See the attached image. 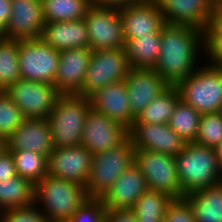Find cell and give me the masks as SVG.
I'll return each mask as SVG.
<instances>
[{"mask_svg": "<svg viewBox=\"0 0 222 222\" xmlns=\"http://www.w3.org/2000/svg\"><path fill=\"white\" fill-rule=\"evenodd\" d=\"M200 51L205 54L204 31L190 25L166 24L161 30L160 54L154 70L169 85H176L199 67Z\"/></svg>", "mask_w": 222, "mask_h": 222, "instance_id": "cell-1", "label": "cell"}, {"mask_svg": "<svg viewBox=\"0 0 222 222\" xmlns=\"http://www.w3.org/2000/svg\"><path fill=\"white\" fill-rule=\"evenodd\" d=\"M88 198L84 185L49 175L34 185V204L50 222H68Z\"/></svg>", "mask_w": 222, "mask_h": 222, "instance_id": "cell-2", "label": "cell"}, {"mask_svg": "<svg viewBox=\"0 0 222 222\" xmlns=\"http://www.w3.org/2000/svg\"><path fill=\"white\" fill-rule=\"evenodd\" d=\"M175 161L184 195L222 183V172L214 148L195 142L186 143Z\"/></svg>", "mask_w": 222, "mask_h": 222, "instance_id": "cell-3", "label": "cell"}, {"mask_svg": "<svg viewBox=\"0 0 222 222\" xmlns=\"http://www.w3.org/2000/svg\"><path fill=\"white\" fill-rule=\"evenodd\" d=\"M91 109L89 97L61 95L48 117L53 148L81 146L86 116Z\"/></svg>", "mask_w": 222, "mask_h": 222, "instance_id": "cell-4", "label": "cell"}, {"mask_svg": "<svg viewBox=\"0 0 222 222\" xmlns=\"http://www.w3.org/2000/svg\"><path fill=\"white\" fill-rule=\"evenodd\" d=\"M180 99L200 114L219 112L222 104V67L207 62L176 84Z\"/></svg>", "mask_w": 222, "mask_h": 222, "instance_id": "cell-5", "label": "cell"}, {"mask_svg": "<svg viewBox=\"0 0 222 222\" xmlns=\"http://www.w3.org/2000/svg\"><path fill=\"white\" fill-rule=\"evenodd\" d=\"M133 163L135 147L130 138L115 148L93 155L90 176L85 185L88 197L100 199Z\"/></svg>", "mask_w": 222, "mask_h": 222, "instance_id": "cell-6", "label": "cell"}, {"mask_svg": "<svg viewBox=\"0 0 222 222\" xmlns=\"http://www.w3.org/2000/svg\"><path fill=\"white\" fill-rule=\"evenodd\" d=\"M135 164L144 174L148 190L165 193L172 199L185 197L174 156L148 149H135Z\"/></svg>", "mask_w": 222, "mask_h": 222, "instance_id": "cell-7", "label": "cell"}, {"mask_svg": "<svg viewBox=\"0 0 222 222\" xmlns=\"http://www.w3.org/2000/svg\"><path fill=\"white\" fill-rule=\"evenodd\" d=\"M129 70L125 48L93 50L83 88L76 95L89 97L105 86L124 81Z\"/></svg>", "mask_w": 222, "mask_h": 222, "instance_id": "cell-8", "label": "cell"}, {"mask_svg": "<svg viewBox=\"0 0 222 222\" xmlns=\"http://www.w3.org/2000/svg\"><path fill=\"white\" fill-rule=\"evenodd\" d=\"M18 59L22 80L54 84L60 52L41 38L20 40Z\"/></svg>", "mask_w": 222, "mask_h": 222, "instance_id": "cell-9", "label": "cell"}, {"mask_svg": "<svg viewBox=\"0 0 222 222\" xmlns=\"http://www.w3.org/2000/svg\"><path fill=\"white\" fill-rule=\"evenodd\" d=\"M89 37V48L93 50L125 48L123 24L118 8L91 4L84 19Z\"/></svg>", "mask_w": 222, "mask_h": 222, "instance_id": "cell-10", "label": "cell"}, {"mask_svg": "<svg viewBox=\"0 0 222 222\" xmlns=\"http://www.w3.org/2000/svg\"><path fill=\"white\" fill-rule=\"evenodd\" d=\"M5 92L21 110L25 118H46L62 95L54 84L18 80Z\"/></svg>", "mask_w": 222, "mask_h": 222, "instance_id": "cell-11", "label": "cell"}, {"mask_svg": "<svg viewBox=\"0 0 222 222\" xmlns=\"http://www.w3.org/2000/svg\"><path fill=\"white\" fill-rule=\"evenodd\" d=\"M129 138V129L108 116L89 110L83 128L81 146L93 155L115 148Z\"/></svg>", "mask_w": 222, "mask_h": 222, "instance_id": "cell-12", "label": "cell"}, {"mask_svg": "<svg viewBox=\"0 0 222 222\" xmlns=\"http://www.w3.org/2000/svg\"><path fill=\"white\" fill-rule=\"evenodd\" d=\"M93 154L84 146L54 148L48 156L50 177L86 185L91 172Z\"/></svg>", "mask_w": 222, "mask_h": 222, "instance_id": "cell-13", "label": "cell"}, {"mask_svg": "<svg viewBox=\"0 0 222 222\" xmlns=\"http://www.w3.org/2000/svg\"><path fill=\"white\" fill-rule=\"evenodd\" d=\"M129 138L135 149H148L174 157L186 146L168 123H139L135 120L129 129Z\"/></svg>", "mask_w": 222, "mask_h": 222, "instance_id": "cell-14", "label": "cell"}, {"mask_svg": "<svg viewBox=\"0 0 222 222\" xmlns=\"http://www.w3.org/2000/svg\"><path fill=\"white\" fill-rule=\"evenodd\" d=\"M45 21L41 0H11V15L1 36L5 39L40 38Z\"/></svg>", "mask_w": 222, "mask_h": 222, "instance_id": "cell-15", "label": "cell"}, {"mask_svg": "<svg viewBox=\"0 0 222 222\" xmlns=\"http://www.w3.org/2000/svg\"><path fill=\"white\" fill-rule=\"evenodd\" d=\"M3 142L8 152L28 150L49 156L54 149L50 124L46 118H25L22 125Z\"/></svg>", "mask_w": 222, "mask_h": 222, "instance_id": "cell-16", "label": "cell"}, {"mask_svg": "<svg viewBox=\"0 0 222 222\" xmlns=\"http://www.w3.org/2000/svg\"><path fill=\"white\" fill-rule=\"evenodd\" d=\"M166 24L190 25L206 31L213 18L209 0H154Z\"/></svg>", "mask_w": 222, "mask_h": 222, "instance_id": "cell-17", "label": "cell"}, {"mask_svg": "<svg viewBox=\"0 0 222 222\" xmlns=\"http://www.w3.org/2000/svg\"><path fill=\"white\" fill-rule=\"evenodd\" d=\"M119 11L125 40L158 33L166 25L154 0L124 6Z\"/></svg>", "mask_w": 222, "mask_h": 222, "instance_id": "cell-18", "label": "cell"}, {"mask_svg": "<svg viewBox=\"0 0 222 222\" xmlns=\"http://www.w3.org/2000/svg\"><path fill=\"white\" fill-rule=\"evenodd\" d=\"M91 55L89 47L60 52L54 85L62 95H75L83 88Z\"/></svg>", "mask_w": 222, "mask_h": 222, "instance_id": "cell-19", "label": "cell"}, {"mask_svg": "<svg viewBox=\"0 0 222 222\" xmlns=\"http://www.w3.org/2000/svg\"><path fill=\"white\" fill-rule=\"evenodd\" d=\"M131 114L137 118L169 84L154 69L130 68L125 78Z\"/></svg>", "mask_w": 222, "mask_h": 222, "instance_id": "cell-20", "label": "cell"}, {"mask_svg": "<svg viewBox=\"0 0 222 222\" xmlns=\"http://www.w3.org/2000/svg\"><path fill=\"white\" fill-rule=\"evenodd\" d=\"M91 109L104 114L128 129L136 118L131 114L125 81L105 86L89 96Z\"/></svg>", "mask_w": 222, "mask_h": 222, "instance_id": "cell-21", "label": "cell"}, {"mask_svg": "<svg viewBox=\"0 0 222 222\" xmlns=\"http://www.w3.org/2000/svg\"><path fill=\"white\" fill-rule=\"evenodd\" d=\"M147 189L144 174L133 163L100 199L105 209H132Z\"/></svg>", "mask_w": 222, "mask_h": 222, "instance_id": "cell-22", "label": "cell"}, {"mask_svg": "<svg viewBox=\"0 0 222 222\" xmlns=\"http://www.w3.org/2000/svg\"><path fill=\"white\" fill-rule=\"evenodd\" d=\"M40 38L58 52L89 47L84 20L45 23Z\"/></svg>", "mask_w": 222, "mask_h": 222, "instance_id": "cell-23", "label": "cell"}, {"mask_svg": "<svg viewBox=\"0 0 222 222\" xmlns=\"http://www.w3.org/2000/svg\"><path fill=\"white\" fill-rule=\"evenodd\" d=\"M184 198L196 222H222V183L191 192Z\"/></svg>", "mask_w": 222, "mask_h": 222, "instance_id": "cell-24", "label": "cell"}, {"mask_svg": "<svg viewBox=\"0 0 222 222\" xmlns=\"http://www.w3.org/2000/svg\"><path fill=\"white\" fill-rule=\"evenodd\" d=\"M125 41L130 68L154 69L160 54L161 31Z\"/></svg>", "mask_w": 222, "mask_h": 222, "instance_id": "cell-25", "label": "cell"}, {"mask_svg": "<svg viewBox=\"0 0 222 222\" xmlns=\"http://www.w3.org/2000/svg\"><path fill=\"white\" fill-rule=\"evenodd\" d=\"M34 204V184L21 176L0 180V211Z\"/></svg>", "mask_w": 222, "mask_h": 222, "instance_id": "cell-26", "label": "cell"}, {"mask_svg": "<svg viewBox=\"0 0 222 222\" xmlns=\"http://www.w3.org/2000/svg\"><path fill=\"white\" fill-rule=\"evenodd\" d=\"M179 100L180 93L176 85H169L144 108L136 120L139 123L167 124Z\"/></svg>", "mask_w": 222, "mask_h": 222, "instance_id": "cell-27", "label": "cell"}, {"mask_svg": "<svg viewBox=\"0 0 222 222\" xmlns=\"http://www.w3.org/2000/svg\"><path fill=\"white\" fill-rule=\"evenodd\" d=\"M45 23L83 20L91 0H41Z\"/></svg>", "mask_w": 222, "mask_h": 222, "instance_id": "cell-28", "label": "cell"}, {"mask_svg": "<svg viewBox=\"0 0 222 222\" xmlns=\"http://www.w3.org/2000/svg\"><path fill=\"white\" fill-rule=\"evenodd\" d=\"M173 199L167 194L154 190H146L131 209L137 222H162L168 204Z\"/></svg>", "mask_w": 222, "mask_h": 222, "instance_id": "cell-29", "label": "cell"}, {"mask_svg": "<svg viewBox=\"0 0 222 222\" xmlns=\"http://www.w3.org/2000/svg\"><path fill=\"white\" fill-rule=\"evenodd\" d=\"M20 40L0 37V90L5 91L10 85L21 79L19 72Z\"/></svg>", "mask_w": 222, "mask_h": 222, "instance_id": "cell-30", "label": "cell"}, {"mask_svg": "<svg viewBox=\"0 0 222 222\" xmlns=\"http://www.w3.org/2000/svg\"><path fill=\"white\" fill-rule=\"evenodd\" d=\"M201 114L181 99L170 117L169 126L184 140L193 143L198 133Z\"/></svg>", "mask_w": 222, "mask_h": 222, "instance_id": "cell-31", "label": "cell"}, {"mask_svg": "<svg viewBox=\"0 0 222 222\" xmlns=\"http://www.w3.org/2000/svg\"><path fill=\"white\" fill-rule=\"evenodd\" d=\"M17 175L32 184L41 181L48 173V156L28 150L11 152Z\"/></svg>", "mask_w": 222, "mask_h": 222, "instance_id": "cell-32", "label": "cell"}, {"mask_svg": "<svg viewBox=\"0 0 222 222\" xmlns=\"http://www.w3.org/2000/svg\"><path fill=\"white\" fill-rule=\"evenodd\" d=\"M196 144L215 148L222 142V114L220 112L201 114Z\"/></svg>", "mask_w": 222, "mask_h": 222, "instance_id": "cell-33", "label": "cell"}, {"mask_svg": "<svg viewBox=\"0 0 222 222\" xmlns=\"http://www.w3.org/2000/svg\"><path fill=\"white\" fill-rule=\"evenodd\" d=\"M25 120L21 110L5 91L0 90V138L4 141Z\"/></svg>", "mask_w": 222, "mask_h": 222, "instance_id": "cell-34", "label": "cell"}, {"mask_svg": "<svg viewBox=\"0 0 222 222\" xmlns=\"http://www.w3.org/2000/svg\"><path fill=\"white\" fill-rule=\"evenodd\" d=\"M0 222H50L37 205L0 211Z\"/></svg>", "mask_w": 222, "mask_h": 222, "instance_id": "cell-35", "label": "cell"}, {"mask_svg": "<svg viewBox=\"0 0 222 222\" xmlns=\"http://www.w3.org/2000/svg\"><path fill=\"white\" fill-rule=\"evenodd\" d=\"M68 222H106V209L102 200L88 198Z\"/></svg>", "mask_w": 222, "mask_h": 222, "instance_id": "cell-36", "label": "cell"}, {"mask_svg": "<svg viewBox=\"0 0 222 222\" xmlns=\"http://www.w3.org/2000/svg\"><path fill=\"white\" fill-rule=\"evenodd\" d=\"M166 222H196L192 208L185 198L173 199L165 212Z\"/></svg>", "mask_w": 222, "mask_h": 222, "instance_id": "cell-37", "label": "cell"}, {"mask_svg": "<svg viewBox=\"0 0 222 222\" xmlns=\"http://www.w3.org/2000/svg\"><path fill=\"white\" fill-rule=\"evenodd\" d=\"M205 54L210 64L222 67V30L205 31Z\"/></svg>", "mask_w": 222, "mask_h": 222, "instance_id": "cell-38", "label": "cell"}, {"mask_svg": "<svg viewBox=\"0 0 222 222\" xmlns=\"http://www.w3.org/2000/svg\"><path fill=\"white\" fill-rule=\"evenodd\" d=\"M17 176V171L11 152L0 151V180Z\"/></svg>", "mask_w": 222, "mask_h": 222, "instance_id": "cell-39", "label": "cell"}, {"mask_svg": "<svg viewBox=\"0 0 222 222\" xmlns=\"http://www.w3.org/2000/svg\"><path fill=\"white\" fill-rule=\"evenodd\" d=\"M106 222H137L131 209H106Z\"/></svg>", "mask_w": 222, "mask_h": 222, "instance_id": "cell-40", "label": "cell"}, {"mask_svg": "<svg viewBox=\"0 0 222 222\" xmlns=\"http://www.w3.org/2000/svg\"><path fill=\"white\" fill-rule=\"evenodd\" d=\"M149 0H91V4L101 7H113L120 9L124 6L138 4Z\"/></svg>", "mask_w": 222, "mask_h": 222, "instance_id": "cell-41", "label": "cell"}, {"mask_svg": "<svg viewBox=\"0 0 222 222\" xmlns=\"http://www.w3.org/2000/svg\"><path fill=\"white\" fill-rule=\"evenodd\" d=\"M11 15V0H0V37L3 35Z\"/></svg>", "mask_w": 222, "mask_h": 222, "instance_id": "cell-42", "label": "cell"}, {"mask_svg": "<svg viewBox=\"0 0 222 222\" xmlns=\"http://www.w3.org/2000/svg\"><path fill=\"white\" fill-rule=\"evenodd\" d=\"M206 30H222V3L213 6V18Z\"/></svg>", "mask_w": 222, "mask_h": 222, "instance_id": "cell-43", "label": "cell"}, {"mask_svg": "<svg viewBox=\"0 0 222 222\" xmlns=\"http://www.w3.org/2000/svg\"><path fill=\"white\" fill-rule=\"evenodd\" d=\"M214 151L215 155L217 156L220 171L222 172V142L214 148Z\"/></svg>", "mask_w": 222, "mask_h": 222, "instance_id": "cell-44", "label": "cell"}, {"mask_svg": "<svg viewBox=\"0 0 222 222\" xmlns=\"http://www.w3.org/2000/svg\"><path fill=\"white\" fill-rule=\"evenodd\" d=\"M209 1H210V3H211L213 6H215V5L219 4V3H222V0H209Z\"/></svg>", "mask_w": 222, "mask_h": 222, "instance_id": "cell-45", "label": "cell"}, {"mask_svg": "<svg viewBox=\"0 0 222 222\" xmlns=\"http://www.w3.org/2000/svg\"><path fill=\"white\" fill-rule=\"evenodd\" d=\"M4 149V142L3 140L0 138V151Z\"/></svg>", "mask_w": 222, "mask_h": 222, "instance_id": "cell-46", "label": "cell"}, {"mask_svg": "<svg viewBox=\"0 0 222 222\" xmlns=\"http://www.w3.org/2000/svg\"><path fill=\"white\" fill-rule=\"evenodd\" d=\"M219 112L222 114V104H221V107H220V110H219Z\"/></svg>", "mask_w": 222, "mask_h": 222, "instance_id": "cell-47", "label": "cell"}]
</instances>
